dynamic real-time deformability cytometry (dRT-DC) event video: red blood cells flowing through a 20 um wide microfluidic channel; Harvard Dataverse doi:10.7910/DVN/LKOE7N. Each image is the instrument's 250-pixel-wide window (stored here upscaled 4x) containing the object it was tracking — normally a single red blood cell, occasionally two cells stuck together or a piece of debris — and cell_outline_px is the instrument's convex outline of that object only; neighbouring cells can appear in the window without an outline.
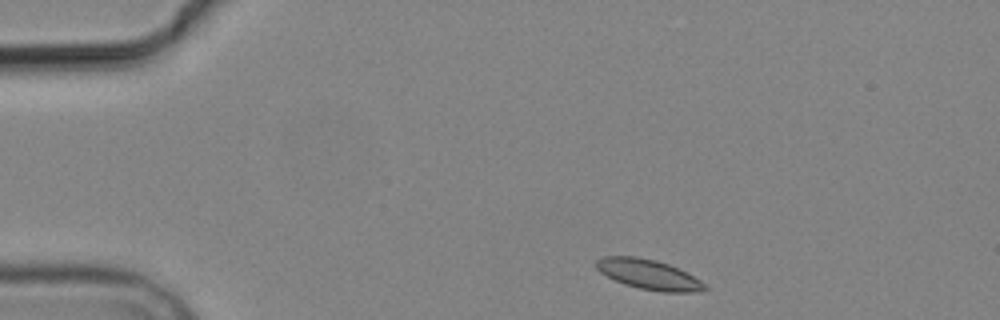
{"species": "common noctule bat (a hibernating species)", "species_latin": "Nyctalus noctula", "temperature_condition": "cold", "stored_images_in_passage": 3, "camera_frame_rate_fps": 3000, "um_per_image_px": 0.085, "animal": {"sex": "male", "body_mass_g": 19.2, "forearm_length_mm": 51.8}, "frame": {"image": 1, "passage_image": 1, "time_ms": 0.0, "image_size_px": [1000, 320], "cell_outline_px": [[708, 288], [704, 292], [660, 292], [640, 288], [624, 284], [600, 272], [596, 268], [596, 260], [604, 256], [636, 256], [656, 260], [668, 264], [688, 272], [700, 280]], "centroid_in_image_um": [55.17, 23.33], "position_along_channel_um": 29.8, "area_um2": 19.02}}